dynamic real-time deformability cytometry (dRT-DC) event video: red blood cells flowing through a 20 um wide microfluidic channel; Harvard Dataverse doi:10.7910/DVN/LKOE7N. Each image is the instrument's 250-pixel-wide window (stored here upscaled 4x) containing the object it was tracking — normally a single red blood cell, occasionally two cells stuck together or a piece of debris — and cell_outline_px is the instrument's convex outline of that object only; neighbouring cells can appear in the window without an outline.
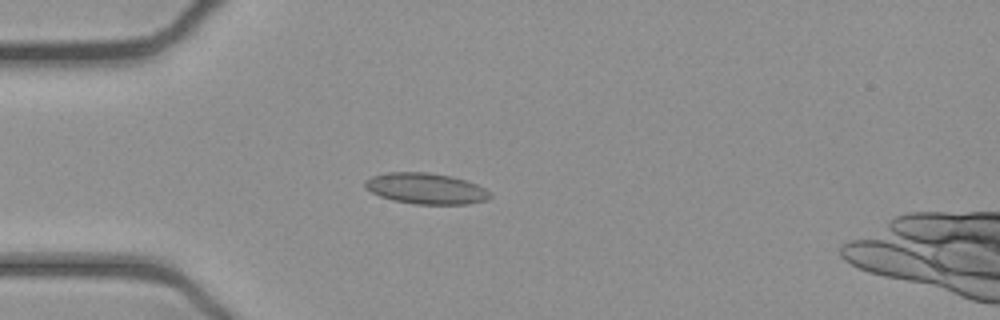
{"species": "common noctule bat (a hibernating species)", "species_latin": "Nyctalus noctula", "temperature_condition": "cold", "stored_images_in_passage": 52, "camera_frame_rate_fps": 3000, "um_per_image_px": 0.085, "animal": {"sex": "female", "body_mass_g": 21.9}, "frame": {"image": 1, "passage_image": 14, "time_ms": 4.333, "image_size_px": [1000, 320], "cell_outline_px": [[492, 196], [488, 200], [468, 204], [416, 204], [392, 200], [380, 196], [372, 192], [364, 184], [364, 180], [372, 176], [388, 172], [428, 172], [452, 176], [476, 184], [492, 192]], "centroid_in_image_um": [36.23, 16.02], "position_along_channel_um": 48.8, "area_um2": 22.6}}
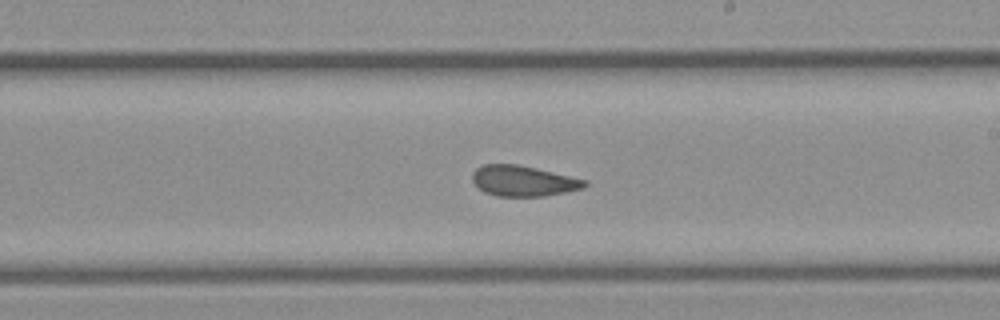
{"frame": {"image": 2, "passage_image": 30, "time_ms": 9.667, "image_size_px": [1000, 320], "cell_outline_px": [[588, 184], [584, 188], [544, 196], [496, 196], [484, 192], [472, 180], [472, 172], [476, 168], [484, 164], [516, 164], [536, 168], [588, 180]], "centroid_in_image_um": [44.48, 15.37], "position_along_channel_um": 244.5, "area_um2": 20.0}}
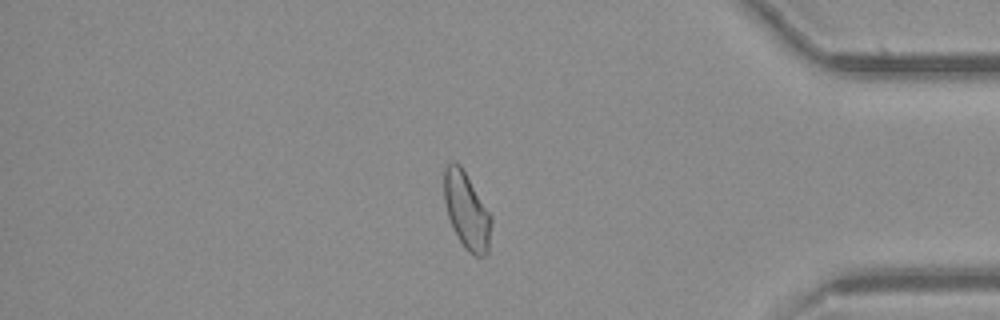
{"frame": {"image": 3, "passage_image": 44, "time_ms": 14.333, "image_size_px": [1000, 320], "cell_outline_px": [[492, 224], [488, 252], [484, 256], [476, 256], [468, 252], [464, 248], [448, 216], [444, 200], [444, 168], [448, 160], [456, 160], [460, 164], [492, 216]], "centroid_in_image_um": [39.67, 17.87], "position_along_channel_um": 395.5, "area_um2": 21.15}}